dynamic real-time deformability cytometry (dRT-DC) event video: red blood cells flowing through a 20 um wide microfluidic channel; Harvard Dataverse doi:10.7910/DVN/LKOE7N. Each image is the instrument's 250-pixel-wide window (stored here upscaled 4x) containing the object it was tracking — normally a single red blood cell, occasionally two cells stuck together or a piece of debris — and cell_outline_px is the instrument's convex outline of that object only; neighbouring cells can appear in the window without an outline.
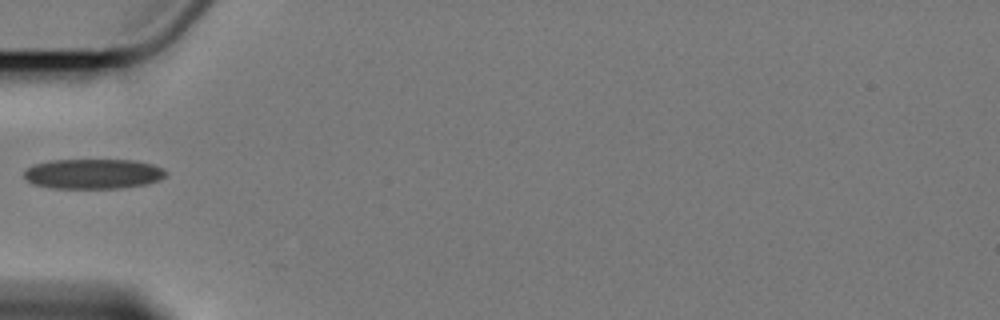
{"species": "Egyptian fruit bat (a non-hibernating species)", "species_latin": "Rousettus aegyptiacus", "temperature_condition": "cold", "stored_images_in_passage": 1, "camera_frame_rate_fps": 3000, "um_per_image_px": 0.085, "animal": {"sex": "female"}, "frame": {"image": 1, "passage_image": 1, "time_ms": 0.0, "image_size_px": [1000, 320], "cell_outline_px": [[168, 172], [160, 180], [148, 184], [120, 188], [52, 188], [32, 184], [24, 176], [24, 172], [32, 164], [52, 160], [132, 160], [152, 164], [164, 168]], "centroid_in_image_um": [7.94, 14.78], "position_along_channel_um": 77.1, "area_um2": 24.91}}